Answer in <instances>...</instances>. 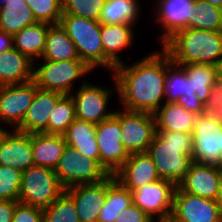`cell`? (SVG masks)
<instances>
[{
	"label": "cell",
	"instance_id": "cell-1",
	"mask_svg": "<svg viewBox=\"0 0 222 222\" xmlns=\"http://www.w3.org/2000/svg\"><path fill=\"white\" fill-rule=\"evenodd\" d=\"M172 62L162 48L130 66L117 65L112 79L123 108L154 114L165 103L167 68Z\"/></svg>",
	"mask_w": 222,
	"mask_h": 222
},
{
	"label": "cell",
	"instance_id": "cell-2",
	"mask_svg": "<svg viewBox=\"0 0 222 222\" xmlns=\"http://www.w3.org/2000/svg\"><path fill=\"white\" fill-rule=\"evenodd\" d=\"M161 180L178 186L193 163L192 133L157 130L147 149Z\"/></svg>",
	"mask_w": 222,
	"mask_h": 222
},
{
	"label": "cell",
	"instance_id": "cell-3",
	"mask_svg": "<svg viewBox=\"0 0 222 222\" xmlns=\"http://www.w3.org/2000/svg\"><path fill=\"white\" fill-rule=\"evenodd\" d=\"M162 48L178 64L216 66L222 61V31L185 28L174 33Z\"/></svg>",
	"mask_w": 222,
	"mask_h": 222
},
{
	"label": "cell",
	"instance_id": "cell-4",
	"mask_svg": "<svg viewBox=\"0 0 222 222\" xmlns=\"http://www.w3.org/2000/svg\"><path fill=\"white\" fill-rule=\"evenodd\" d=\"M75 44L77 54L91 70L104 67V51L99 21L63 14L60 21Z\"/></svg>",
	"mask_w": 222,
	"mask_h": 222
},
{
	"label": "cell",
	"instance_id": "cell-5",
	"mask_svg": "<svg viewBox=\"0 0 222 222\" xmlns=\"http://www.w3.org/2000/svg\"><path fill=\"white\" fill-rule=\"evenodd\" d=\"M64 191L53 169L33 165L22 172L18 201L44 209Z\"/></svg>",
	"mask_w": 222,
	"mask_h": 222
},
{
	"label": "cell",
	"instance_id": "cell-6",
	"mask_svg": "<svg viewBox=\"0 0 222 222\" xmlns=\"http://www.w3.org/2000/svg\"><path fill=\"white\" fill-rule=\"evenodd\" d=\"M43 61L37 68L33 65V81L39 89L63 95L71 94L74 82L92 71L82 60Z\"/></svg>",
	"mask_w": 222,
	"mask_h": 222
},
{
	"label": "cell",
	"instance_id": "cell-7",
	"mask_svg": "<svg viewBox=\"0 0 222 222\" xmlns=\"http://www.w3.org/2000/svg\"><path fill=\"white\" fill-rule=\"evenodd\" d=\"M54 171L64 188L77 184H96L110 176L96 160L69 145H66Z\"/></svg>",
	"mask_w": 222,
	"mask_h": 222
},
{
	"label": "cell",
	"instance_id": "cell-8",
	"mask_svg": "<svg viewBox=\"0 0 222 222\" xmlns=\"http://www.w3.org/2000/svg\"><path fill=\"white\" fill-rule=\"evenodd\" d=\"M95 136L99 148L100 165L113 175L129 158L122 144L120 111L96 125Z\"/></svg>",
	"mask_w": 222,
	"mask_h": 222
},
{
	"label": "cell",
	"instance_id": "cell-9",
	"mask_svg": "<svg viewBox=\"0 0 222 222\" xmlns=\"http://www.w3.org/2000/svg\"><path fill=\"white\" fill-rule=\"evenodd\" d=\"M222 123L207 114L198 115L192 131L193 162L222 167L220 132Z\"/></svg>",
	"mask_w": 222,
	"mask_h": 222
},
{
	"label": "cell",
	"instance_id": "cell-10",
	"mask_svg": "<svg viewBox=\"0 0 222 222\" xmlns=\"http://www.w3.org/2000/svg\"><path fill=\"white\" fill-rule=\"evenodd\" d=\"M176 187L172 182L160 179L131 192L132 201L156 222H169Z\"/></svg>",
	"mask_w": 222,
	"mask_h": 222
},
{
	"label": "cell",
	"instance_id": "cell-11",
	"mask_svg": "<svg viewBox=\"0 0 222 222\" xmlns=\"http://www.w3.org/2000/svg\"><path fill=\"white\" fill-rule=\"evenodd\" d=\"M122 144L129 154L146 152L157 134L154 115L120 110Z\"/></svg>",
	"mask_w": 222,
	"mask_h": 222
},
{
	"label": "cell",
	"instance_id": "cell-12",
	"mask_svg": "<svg viewBox=\"0 0 222 222\" xmlns=\"http://www.w3.org/2000/svg\"><path fill=\"white\" fill-rule=\"evenodd\" d=\"M169 222H222V217L217 200L188 194L177 186Z\"/></svg>",
	"mask_w": 222,
	"mask_h": 222
},
{
	"label": "cell",
	"instance_id": "cell-13",
	"mask_svg": "<svg viewBox=\"0 0 222 222\" xmlns=\"http://www.w3.org/2000/svg\"><path fill=\"white\" fill-rule=\"evenodd\" d=\"M83 80L76 94H70L75 104V117L97 125L115 113V111L108 112L107 110L113 90Z\"/></svg>",
	"mask_w": 222,
	"mask_h": 222
},
{
	"label": "cell",
	"instance_id": "cell-14",
	"mask_svg": "<svg viewBox=\"0 0 222 222\" xmlns=\"http://www.w3.org/2000/svg\"><path fill=\"white\" fill-rule=\"evenodd\" d=\"M38 89L33 80L14 85L0 86V123L16 129L23 121Z\"/></svg>",
	"mask_w": 222,
	"mask_h": 222
},
{
	"label": "cell",
	"instance_id": "cell-15",
	"mask_svg": "<svg viewBox=\"0 0 222 222\" xmlns=\"http://www.w3.org/2000/svg\"><path fill=\"white\" fill-rule=\"evenodd\" d=\"M0 165L21 172L33 166L32 133L4 129L0 133Z\"/></svg>",
	"mask_w": 222,
	"mask_h": 222
},
{
	"label": "cell",
	"instance_id": "cell-16",
	"mask_svg": "<svg viewBox=\"0 0 222 222\" xmlns=\"http://www.w3.org/2000/svg\"><path fill=\"white\" fill-rule=\"evenodd\" d=\"M76 207L80 222H98L107 195V179L96 184H77L64 191Z\"/></svg>",
	"mask_w": 222,
	"mask_h": 222
},
{
	"label": "cell",
	"instance_id": "cell-17",
	"mask_svg": "<svg viewBox=\"0 0 222 222\" xmlns=\"http://www.w3.org/2000/svg\"><path fill=\"white\" fill-rule=\"evenodd\" d=\"M165 102H176L197 115L204 113L205 104L199 101L197 94H192L191 80H188L184 68L174 62L167 68Z\"/></svg>",
	"mask_w": 222,
	"mask_h": 222
},
{
	"label": "cell",
	"instance_id": "cell-18",
	"mask_svg": "<svg viewBox=\"0 0 222 222\" xmlns=\"http://www.w3.org/2000/svg\"><path fill=\"white\" fill-rule=\"evenodd\" d=\"M113 175L124 188L131 192L148 183L160 180L153 160L147 152L130 154L125 163Z\"/></svg>",
	"mask_w": 222,
	"mask_h": 222
},
{
	"label": "cell",
	"instance_id": "cell-19",
	"mask_svg": "<svg viewBox=\"0 0 222 222\" xmlns=\"http://www.w3.org/2000/svg\"><path fill=\"white\" fill-rule=\"evenodd\" d=\"M194 0H159L155 10L156 23L163 27V33L160 36L161 45L174 33L185 29L188 21L194 15ZM157 11V12H156Z\"/></svg>",
	"mask_w": 222,
	"mask_h": 222
},
{
	"label": "cell",
	"instance_id": "cell-20",
	"mask_svg": "<svg viewBox=\"0 0 222 222\" xmlns=\"http://www.w3.org/2000/svg\"><path fill=\"white\" fill-rule=\"evenodd\" d=\"M222 167L193 162L178 187L188 194L217 200Z\"/></svg>",
	"mask_w": 222,
	"mask_h": 222
},
{
	"label": "cell",
	"instance_id": "cell-21",
	"mask_svg": "<svg viewBox=\"0 0 222 222\" xmlns=\"http://www.w3.org/2000/svg\"><path fill=\"white\" fill-rule=\"evenodd\" d=\"M63 94L37 89L22 123L15 129L22 133H42L48 126V119Z\"/></svg>",
	"mask_w": 222,
	"mask_h": 222
},
{
	"label": "cell",
	"instance_id": "cell-22",
	"mask_svg": "<svg viewBox=\"0 0 222 222\" xmlns=\"http://www.w3.org/2000/svg\"><path fill=\"white\" fill-rule=\"evenodd\" d=\"M134 25L101 24V39L104 51V68L114 71L117 65L122 64L119 53L132 44Z\"/></svg>",
	"mask_w": 222,
	"mask_h": 222
},
{
	"label": "cell",
	"instance_id": "cell-23",
	"mask_svg": "<svg viewBox=\"0 0 222 222\" xmlns=\"http://www.w3.org/2000/svg\"><path fill=\"white\" fill-rule=\"evenodd\" d=\"M33 61L14 47L0 54V86L33 80Z\"/></svg>",
	"mask_w": 222,
	"mask_h": 222
},
{
	"label": "cell",
	"instance_id": "cell-24",
	"mask_svg": "<svg viewBox=\"0 0 222 222\" xmlns=\"http://www.w3.org/2000/svg\"><path fill=\"white\" fill-rule=\"evenodd\" d=\"M63 135L32 133V152L35 166L55 169L66 148Z\"/></svg>",
	"mask_w": 222,
	"mask_h": 222
},
{
	"label": "cell",
	"instance_id": "cell-25",
	"mask_svg": "<svg viewBox=\"0 0 222 222\" xmlns=\"http://www.w3.org/2000/svg\"><path fill=\"white\" fill-rule=\"evenodd\" d=\"M156 130L192 133L197 114L186 111L176 102H165L153 114Z\"/></svg>",
	"mask_w": 222,
	"mask_h": 222
},
{
	"label": "cell",
	"instance_id": "cell-26",
	"mask_svg": "<svg viewBox=\"0 0 222 222\" xmlns=\"http://www.w3.org/2000/svg\"><path fill=\"white\" fill-rule=\"evenodd\" d=\"M96 125L75 119L63 134L67 145L100 164L99 148L95 136Z\"/></svg>",
	"mask_w": 222,
	"mask_h": 222
},
{
	"label": "cell",
	"instance_id": "cell-27",
	"mask_svg": "<svg viewBox=\"0 0 222 222\" xmlns=\"http://www.w3.org/2000/svg\"><path fill=\"white\" fill-rule=\"evenodd\" d=\"M51 25L37 22L21 29L13 36L14 48L26 55L35 64L40 59L46 43V35Z\"/></svg>",
	"mask_w": 222,
	"mask_h": 222
},
{
	"label": "cell",
	"instance_id": "cell-28",
	"mask_svg": "<svg viewBox=\"0 0 222 222\" xmlns=\"http://www.w3.org/2000/svg\"><path fill=\"white\" fill-rule=\"evenodd\" d=\"M42 58L50 61L80 60L75 44L61 24L49 27L45 49L40 59Z\"/></svg>",
	"mask_w": 222,
	"mask_h": 222
},
{
	"label": "cell",
	"instance_id": "cell-29",
	"mask_svg": "<svg viewBox=\"0 0 222 222\" xmlns=\"http://www.w3.org/2000/svg\"><path fill=\"white\" fill-rule=\"evenodd\" d=\"M1 30L14 36L26 26L37 23L26 0H9L0 5Z\"/></svg>",
	"mask_w": 222,
	"mask_h": 222
},
{
	"label": "cell",
	"instance_id": "cell-30",
	"mask_svg": "<svg viewBox=\"0 0 222 222\" xmlns=\"http://www.w3.org/2000/svg\"><path fill=\"white\" fill-rule=\"evenodd\" d=\"M132 193L114 177L107 178V195L98 216V222H115L118 215L132 204Z\"/></svg>",
	"mask_w": 222,
	"mask_h": 222
},
{
	"label": "cell",
	"instance_id": "cell-31",
	"mask_svg": "<svg viewBox=\"0 0 222 222\" xmlns=\"http://www.w3.org/2000/svg\"><path fill=\"white\" fill-rule=\"evenodd\" d=\"M138 0H106L99 22L101 24L135 25L140 15Z\"/></svg>",
	"mask_w": 222,
	"mask_h": 222
},
{
	"label": "cell",
	"instance_id": "cell-32",
	"mask_svg": "<svg viewBox=\"0 0 222 222\" xmlns=\"http://www.w3.org/2000/svg\"><path fill=\"white\" fill-rule=\"evenodd\" d=\"M188 80H191L192 94H197L199 101L206 103L212 85L217 81L216 66L201 63L181 65Z\"/></svg>",
	"mask_w": 222,
	"mask_h": 222
},
{
	"label": "cell",
	"instance_id": "cell-33",
	"mask_svg": "<svg viewBox=\"0 0 222 222\" xmlns=\"http://www.w3.org/2000/svg\"><path fill=\"white\" fill-rule=\"evenodd\" d=\"M193 9L195 13L186 28L222 31V8L205 0H194Z\"/></svg>",
	"mask_w": 222,
	"mask_h": 222
},
{
	"label": "cell",
	"instance_id": "cell-34",
	"mask_svg": "<svg viewBox=\"0 0 222 222\" xmlns=\"http://www.w3.org/2000/svg\"><path fill=\"white\" fill-rule=\"evenodd\" d=\"M75 119V104L72 96L63 95L57 101L56 107L49 116L48 126L42 133L63 135Z\"/></svg>",
	"mask_w": 222,
	"mask_h": 222
},
{
	"label": "cell",
	"instance_id": "cell-35",
	"mask_svg": "<svg viewBox=\"0 0 222 222\" xmlns=\"http://www.w3.org/2000/svg\"><path fill=\"white\" fill-rule=\"evenodd\" d=\"M43 222H80L73 200L63 192L43 209Z\"/></svg>",
	"mask_w": 222,
	"mask_h": 222
},
{
	"label": "cell",
	"instance_id": "cell-36",
	"mask_svg": "<svg viewBox=\"0 0 222 222\" xmlns=\"http://www.w3.org/2000/svg\"><path fill=\"white\" fill-rule=\"evenodd\" d=\"M37 22L60 24L63 15L62 0H26Z\"/></svg>",
	"mask_w": 222,
	"mask_h": 222
},
{
	"label": "cell",
	"instance_id": "cell-37",
	"mask_svg": "<svg viewBox=\"0 0 222 222\" xmlns=\"http://www.w3.org/2000/svg\"><path fill=\"white\" fill-rule=\"evenodd\" d=\"M106 0H62L63 14L99 21Z\"/></svg>",
	"mask_w": 222,
	"mask_h": 222
},
{
	"label": "cell",
	"instance_id": "cell-38",
	"mask_svg": "<svg viewBox=\"0 0 222 222\" xmlns=\"http://www.w3.org/2000/svg\"><path fill=\"white\" fill-rule=\"evenodd\" d=\"M21 178L20 170L0 165V200L18 201Z\"/></svg>",
	"mask_w": 222,
	"mask_h": 222
},
{
	"label": "cell",
	"instance_id": "cell-39",
	"mask_svg": "<svg viewBox=\"0 0 222 222\" xmlns=\"http://www.w3.org/2000/svg\"><path fill=\"white\" fill-rule=\"evenodd\" d=\"M204 114L222 123V84L218 81L212 85L208 100L204 105Z\"/></svg>",
	"mask_w": 222,
	"mask_h": 222
},
{
	"label": "cell",
	"instance_id": "cell-40",
	"mask_svg": "<svg viewBox=\"0 0 222 222\" xmlns=\"http://www.w3.org/2000/svg\"><path fill=\"white\" fill-rule=\"evenodd\" d=\"M12 222H43V209L18 203L14 210Z\"/></svg>",
	"mask_w": 222,
	"mask_h": 222
},
{
	"label": "cell",
	"instance_id": "cell-41",
	"mask_svg": "<svg viewBox=\"0 0 222 222\" xmlns=\"http://www.w3.org/2000/svg\"><path fill=\"white\" fill-rule=\"evenodd\" d=\"M115 222H156L144 213L134 203L124 209L116 218Z\"/></svg>",
	"mask_w": 222,
	"mask_h": 222
},
{
	"label": "cell",
	"instance_id": "cell-42",
	"mask_svg": "<svg viewBox=\"0 0 222 222\" xmlns=\"http://www.w3.org/2000/svg\"><path fill=\"white\" fill-rule=\"evenodd\" d=\"M19 201L0 200V222H12L16 205Z\"/></svg>",
	"mask_w": 222,
	"mask_h": 222
},
{
	"label": "cell",
	"instance_id": "cell-43",
	"mask_svg": "<svg viewBox=\"0 0 222 222\" xmlns=\"http://www.w3.org/2000/svg\"><path fill=\"white\" fill-rule=\"evenodd\" d=\"M14 47L13 36L0 30V54Z\"/></svg>",
	"mask_w": 222,
	"mask_h": 222
},
{
	"label": "cell",
	"instance_id": "cell-44",
	"mask_svg": "<svg viewBox=\"0 0 222 222\" xmlns=\"http://www.w3.org/2000/svg\"><path fill=\"white\" fill-rule=\"evenodd\" d=\"M217 203L220 208V213L222 217V169H221L220 180H219Z\"/></svg>",
	"mask_w": 222,
	"mask_h": 222
},
{
	"label": "cell",
	"instance_id": "cell-45",
	"mask_svg": "<svg viewBox=\"0 0 222 222\" xmlns=\"http://www.w3.org/2000/svg\"><path fill=\"white\" fill-rule=\"evenodd\" d=\"M217 81L222 84V61L216 65Z\"/></svg>",
	"mask_w": 222,
	"mask_h": 222
},
{
	"label": "cell",
	"instance_id": "cell-46",
	"mask_svg": "<svg viewBox=\"0 0 222 222\" xmlns=\"http://www.w3.org/2000/svg\"><path fill=\"white\" fill-rule=\"evenodd\" d=\"M205 1L209 2L212 5H216L222 8V0H205Z\"/></svg>",
	"mask_w": 222,
	"mask_h": 222
},
{
	"label": "cell",
	"instance_id": "cell-47",
	"mask_svg": "<svg viewBox=\"0 0 222 222\" xmlns=\"http://www.w3.org/2000/svg\"><path fill=\"white\" fill-rule=\"evenodd\" d=\"M220 150L222 154V131L220 132Z\"/></svg>",
	"mask_w": 222,
	"mask_h": 222
},
{
	"label": "cell",
	"instance_id": "cell-48",
	"mask_svg": "<svg viewBox=\"0 0 222 222\" xmlns=\"http://www.w3.org/2000/svg\"><path fill=\"white\" fill-rule=\"evenodd\" d=\"M9 0H0V5L7 3Z\"/></svg>",
	"mask_w": 222,
	"mask_h": 222
},
{
	"label": "cell",
	"instance_id": "cell-49",
	"mask_svg": "<svg viewBox=\"0 0 222 222\" xmlns=\"http://www.w3.org/2000/svg\"><path fill=\"white\" fill-rule=\"evenodd\" d=\"M5 128L0 126V133L4 130Z\"/></svg>",
	"mask_w": 222,
	"mask_h": 222
}]
</instances>
